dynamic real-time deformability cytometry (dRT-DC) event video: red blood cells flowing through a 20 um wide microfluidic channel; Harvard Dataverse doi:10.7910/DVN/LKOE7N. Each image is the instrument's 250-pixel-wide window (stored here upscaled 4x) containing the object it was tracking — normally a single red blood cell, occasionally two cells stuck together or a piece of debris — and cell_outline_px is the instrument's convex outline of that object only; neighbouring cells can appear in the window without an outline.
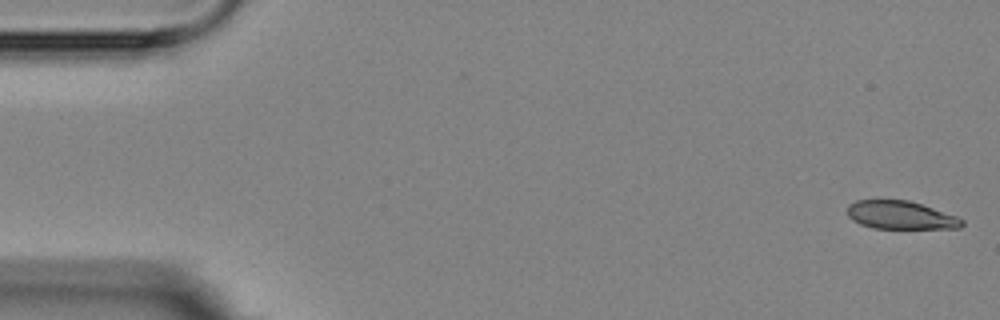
{"species": "Egyptian fruit bat (a non-hibernating species)", "species_latin": "Rousettus aegyptiacus", "temperature_condition": "room temperature", "stored_images_in_passage": 6, "segment_of_instrument_passage": [1, 2], "camera_frame_rate_fps": 3000, "um_per_image_px": 0.085, "animal": {"sex": "female"}, "frame": {"image": 1, "passage_image": 1, "time_ms": 0.0, "image_size_px": [1000, 320], "cell_outline_px": [[964, 224], [960, 228], [872, 228], [860, 224], [852, 220], [848, 216], [848, 204], [856, 200], [908, 200], [956, 216], [964, 220]], "centroid_in_image_um": [76.52, 18.29], "position_along_channel_um": 8.5, "area_um2": 18.67}}
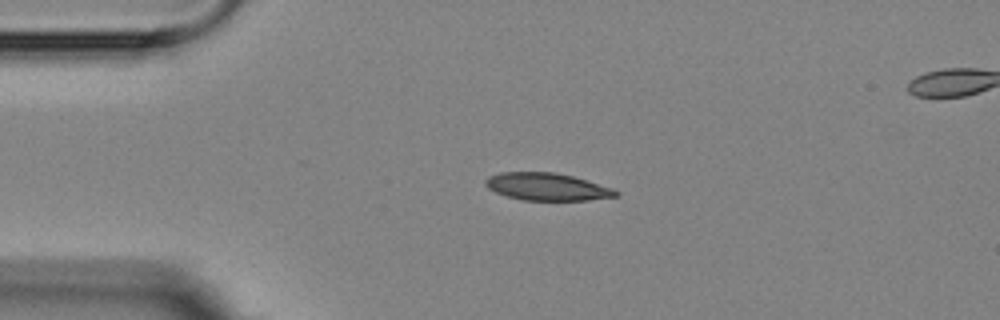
{"frame": {"image": 2, "passage_image": 4, "time_ms": 3.667, "image_size_px": [1000, 320], "cell_outline_px": [[620, 196], [588, 200], [524, 200], [508, 196], [496, 192], [488, 188], [484, 184], [484, 180], [488, 176], [500, 172], [556, 172], [572, 176], [612, 188], [620, 192]], "centroid_in_image_um": [46.49, 15.87], "position_along_channel_um": 38.5, "area_um2": 20.81}}